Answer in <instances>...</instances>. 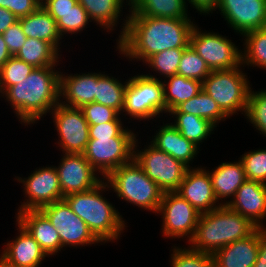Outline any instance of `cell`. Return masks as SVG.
Wrapping results in <instances>:
<instances>
[{
  "mask_svg": "<svg viewBox=\"0 0 266 267\" xmlns=\"http://www.w3.org/2000/svg\"><path fill=\"white\" fill-rule=\"evenodd\" d=\"M97 73V90L95 94L96 103L115 109L120 115L124 107V93L128 80L121 82L116 78Z\"/></svg>",
  "mask_w": 266,
  "mask_h": 267,
  "instance_id": "32",
  "label": "cell"
},
{
  "mask_svg": "<svg viewBox=\"0 0 266 267\" xmlns=\"http://www.w3.org/2000/svg\"><path fill=\"white\" fill-rule=\"evenodd\" d=\"M215 9L240 36L266 27V0H220Z\"/></svg>",
  "mask_w": 266,
  "mask_h": 267,
  "instance_id": "16",
  "label": "cell"
},
{
  "mask_svg": "<svg viewBox=\"0 0 266 267\" xmlns=\"http://www.w3.org/2000/svg\"><path fill=\"white\" fill-rule=\"evenodd\" d=\"M17 182L24 186L25 201L17 209L40 210L43 206L62 200V190L55 166L35 169L27 178L16 177Z\"/></svg>",
  "mask_w": 266,
  "mask_h": 267,
  "instance_id": "14",
  "label": "cell"
},
{
  "mask_svg": "<svg viewBox=\"0 0 266 267\" xmlns=\"http://www.w3.org/2000/svg\"><path fill=\"white\" fill-rule=\"evenodd\" d=\"M223 205L242 214L258 228L265 227L263 220L266 219V184L246 180L235 196L230 201L223 202Z\"/></svg>",
  "mask_w": 266,
  "mask_h": 267,
  "instance_id": "18",
  "label": "cell"
},
{
  "mask_svg": "<svg viewBox=\"0 0 266 267\" xmlns=\"http://www.w3.org/2000/svg\"><path fill=\"white\" fill-rule=\"evenodd\" d=\"M175 192L186 199L200 214L222 205L217 203L210 174L202 166L188 168L183 181Z\"/></svg>",
  "mask_w": 266,
  "mask_h": 267,
  "instance_id": "17",
  "label": "cell"
},
{
  "mask_svg": "<svg viewBox=\"0 0 266 267\" xmlns=\"http://www.w3.org/2000/svg\"><path fill=\"white\" fill-rule=\"evenodd\" d=\"M161 113H166L162 78L149 73L131 76L125 88L122 115L141 121L160 117Z\"/></svg>",
  "mask_w": 266,
  "mask_h": 267,
  "instance_id": "7",
  "label": "cell"
},
{
  "mask_svg": "<svg viewBox=\"0 0 266 267\" xmlns=\"http://www.w3.org/2000/svg\"><path fill=\"white\" fill-rule=\"evenodd\" d=\"M258 227L242 214L221 205L200 214L189 247L213 255L224 246L251 235Z\"/></svg>",
  "mask_w": 266,
  "mask_h": 267,
  "instance_id": "4",
  "label": "cell"
},
{
  "mask_svg": "<svg viewBox=\"0 0 266 267\" xmlns=\"http://www.w3.org/2000/svg\"><path fill=\"white\" fill-rule=\"evenodd\" d=\"M105 180L119 199L157 214L164 191L134 159L112 171Z\"/></svg>",
  "mask_w": 266,
  "mask_h": 267,
  "instance_id": "5",
  "label": "cell"
},
{
  "mask_svg": "<svg viewBox=\"0 0 266 267\" xmlns=\"http://www.w3.org/2000/svg\"><path fill=\"white\" fill-rule=\"evenodd\" d=\"M259 251V228L251 235L216 251L214 267H253Z\"/></svg>",
  "mask_w": 266,
  "mask_h": 267,
  "instance_id": "21",
  "label": "cell"
},
{
  "mask_svg": "<svg viewBox=\"0 0 266 267\" xmlns=\"http://www.w3.org/2000/svg\"><path fill=\"white\" fill-rule=\"evenodd\" d=\"M18 18L6 8L0 7V34H3Z\"/></svg>",
  "mask_w": 266,
  "mask_h": 267,
  "instance_id": "48",
  "label": "cell"
},
{
  "mask_svg": "<svg viewBox=\"0 0 266 267\" xmlns=\"http://www.w3.org/2000/svg\"><path fill=\"white\" fill-rule=\"evenodd\" d=\"M34 70V67L12 56L0 69V93L8 87L18 84Z\"/></svg>",
  "mask_w": 266,
  "mask_h": 267,
  "instance_id": "38",
  "label": "cell"
},
{
  "mask_svg": "<svg viewBox=\"0 0 266 267\" xmlns=\"http://www.w3.org/2000/svg\"><path fill=\"white\" fill-rule=\"evenodd\" d=\"M220 0H187L200 14L210 15L218 6Z\"/></svg>",
  "mask_w": 266,
  "mask_h": 267,
  "instance_id": "46",
  "label": "cell"
},
{
  "mask_svg": "<svg viewBox=\"0 0 266 267\" xmlns=\"http://www.w3.org/2000/svg\"><path fill=\"white\" fill-rule=\"evenodd\" d=\"M125 18L116 40L117 51L130 61L142 60L143 64L156 53L188 47L196 25L191 19L148 17L130 12Z\"/></svg>",
  "mask_w": 266,
  "mask_h": 267,
  "instance_id": "1",
  "label": "cell"
},
{
  "mask_svg": "<svg viewBox=\"0 0 266 267\" xmlns=\"http://www.w3.org/2000/svg\"><path fill=\"white\" fill-rule=\"evenodd\" d=\"M137 143L136 139L133 156L136 163L164 192L176 191L183 181L188 167L168 153L157 149L151 143L142 151L137 149Z\"/></svg>",
  "mask_w": 266,
  "mask_h": 267,
  "instance_id": "8",
  "label": "cell"
},
{
  "mask_svg": "<svg viewBox=\"0 0 266 267\" xmlns=\"http://www.w3.org/2000/svg\"><path fill=\"white\" fill-rule=\"evenodd\" d=\"M81 109L89 125L121 121L120 114L115 109L100 103L92 102L84 105Z\"/></svg>",
  "mask_w": 266,
  "mask_h": 267,
  "instance_id": "41",
  "label": "cell"
},
{
  "mask_svg": "<svg viewBox=\"0 0 266 267\" xmlns=\"http://www.w3.org/2000/svg\"><path fill=\"white\" fill-rule=\"evenodd\" d=\"M16 224L18 236L6 243L1 255L18 267H39L48 256L31 234L17 221Z\"/></svg>",
  "mask_w": 266,
  "mask_h": 267,
  "instance_id": "22",
  "label": "cell"
},
{
  "mask_svg": "<svg viewBox=\"0 0 266 267\" xmlns=\"http://www.w3.org/2000/svg\"><path fill=\"white\" fill-rule=\"evenodd\" d=\"M155 134L150 142L152 145L191 168L189 164L195 156L197 157L200 150L197 145L183 137L171 123L163 122Z\"/></svg>",
  "mask_w": 266,
  "mask_h": 267,
  "instance_id": "23",
  "label": "cell"
},
{
  "mask_svg": "<svg viewBox=\"0 0 266 267\" xmlns=\"http://www.w3.org/2000/svg\"><path fill=\"white\" fill-rule=\"evenodd\" d=\"M197 24L190 35V46L207 63L211 71L242 67V50L227 36L199 30Z\"/></svg>",
  "mask_w": 266,
  "mask_h": 267,
  "instance_id": "9",
  "label": "cell"
},
{
  "mask_svg": "<svg viewBox=\"0 0 266 267\" xmlns=\"http://www.w3.org/2000/svg\"><path fill=\"white\" fill-rule=\"evenodd\" d=\"M59 51L51 44L40 39L26 38L25 44L15 55L16 58L34 68L57 67L61 60ZM60 56V57H58Z\"/></svg>",
  "mask_w": 266,
  "mask_h": 267,
  "instance_id": "28",
  "label": "cell"
},
{
  "mask_svg": "<svg viewBox=\"0 0 266 267\" xmlns=\"http://www.w3.org/2000/svg\"><path fill=\"white\" fill-rule=\"evenodd\" d=\"M247 77L241 67L212 71L202 82V89L229 118L238 112L246 114L251 90Z\"/></svg>",
  "mask_w": 266,
  "mask_h": 267,
  "instance_id": "6",
  "label": "cell"
},
{
  "mask_svg": "<svg viewBox=\"0 0 266 267\" xmlns=\"http://www.w3.org/2000/svg\"><path fill=\"white\" fill-rule=\"evenodd\" d=\"M57 23L58 31L63 37L67 34H77L87 28L91 22L86 10L77 3L67 12L49 13Z\"/></svg>",
  "mask_w": 266,
  "mask_h": 267,
  "instance_id": "34",
  "label": "cell"
},
{
  "mask_svg": "<svg viewBox=\"0 0 266 267\" xmlns=\"http://www.w3.org/2000/svg\"><path fill=\"white\" fill-rule=\"evenodd\" d=\"M59 163L55 168L63 196L90 190L103 180L84 154L63 153Z\"/></svg>",
  "mask_w": 266,
  "mask_h": 267,
  "instance_id": "15",
  "label": "cell"
},
{
  "mask_svg": "<svg viewBox=\"0 0 266 267\" xmlns=\"http://www.w3.org/2000/svg\"><path fill=\"white\" fill-rule=\"evenodd\" d=\"M60 74L55 67L34 68L26 79L8 87L0 96L6 97L23 125H34L60 103Z\"/></svg>",
  "mask_w": 266,
  "mask_h": 267,
  "instance_id": "2",
  "label": "cell"
},
{
  "mask_svg": "<svg viewBox=\"0 0 266 267\" xmlns=\"http://www.w3.org/2000/svg\"><path fill=\"white\" fill-rule=\"evenodd\" d=\"M78 3L86 10L91 22L110 32L117 27L125 0H78ZM126 3L129 6V0Z\"/></svg>",
  "mask_w": 266,
  "mask_h": 267,
  "instance_id": "27",
  "label": "cell"
},
{
  "mask_svg": "<svg viewBox=\"0 0 266 267\" xmlns=\"http://www.w3.org/2000/svg\"><path fill=\"white\" fill-rule=\"evenodd\" d=\"M162 215V233L166 238L190 240L194 234L200 213L178 193L164 192L158 212Z\"/></svg>",
  "mask_w": 266,
  "mask_h": 267,
  "instance_id": "12",
  "label": "cell"
},
{
  "mask_svg": "<svg viewBox=\"0 0 266 267\" xmlns=\"http://www.w3.org/2000/svg\"><path fill=\"white\" fill-rule=\"evenodd\" d=\"M212 71L207 63L189 45L183 51L177 75L203 82Z\"/></svg>",
  "mask_w": 266,
  "mask_h": 267,
  "instance_id": "35",
  "label": "cell"
},
{
  "mask_svg": "<svg viewBox=\"0 0 266 267\" xmlns=\"http://www.w3.org/2000/svg\"><path fill=\"white\" fill-rule=\"evenodd\" d=\"M12 57L10 51L8 50L7 44L4 41L3 35L0 34V69Z\"/></svg>",
  "mask_w": 266,
  "mask_h": 267,
  "instance_id": "49",
  "label": "cell"
},
{
  "mask_svg": "<svg viewBox=\"0 0 266 267\" xmlns=\"http://www.w3.org/2000/svg\"><path fill=\"white\" fill-rule=\"evenodd\" d=\"M77 3L78 0H41V7L48 13L67 12Z\"/></svg>",
  "mask_w": 266,
  "mask_h": 267,
  "instance_id": "45",
  "label": "cell"
},
{
  "mask_svg": "<svg viewBox=\"0 0 266 267\" xmlns=\"http://www.w3.org/2000/svg\"><path fill=\"white\" fill-rule=\"evenodd\" d=\"M186 0H129L131 14L172 19H191Z\"/></svg>",
  "mask_w": 266,
  "mask_h": 267,
  "instance_id": "26",
  "label": "cell"
},
{
  "mask_svg": "<svg viewBox=\"0 0 266 267\" xmlns=\"http://www.w3.org/2000/svg\"><path fill=\"white\" fill-rule=\"evenodd\" d=\"M107 189H110V186L103 179L90 190L63 197L72 211L87 224L89 230L101 243L115 242L127 227L115 205L113 206L106 197H103V191H108Z\"/></svg>",
  "mask_w": 266,
  "mask_h": 267,
  "instance_id": "3",
  "label": "cell"
},
{
  "mask_svg": "<svg viewBox=\"0 0 266 267\" xmlns=\"http://www.w3.org/2000/svg\"><path fill=\"white\" fill-rule=\"evenodd\" d=\"M122 123V121H110L89 125V138L137 137L128 127H123Z\"/></svg>",
  "mask_w": 266,
  "mask_h": 267,
  "instance_id": "42",
  "label": "cell"
},
{
  "mask_svg": "<svg viewBox=\"0 0 266 267\" xmlns=\"http://www.w3.org/2000/svg\"><path fill=\"white\" fill-rule=\"evenodd\" d=\"M208 172L212 180L215 197L218 203L222 205V199L225 201V199L227 200V198L231 197V200L238 188L247 180L240 160L236 162H222L218 167Z\"/></svg>",
  "mask_w": 266,
  "mask_h": 267,
  "instance_id": "24",
  "label": "cell"
},
{
  "mask_svg": "<svg viewBox=\"0 0 266 267\" xmlns=\"http://www.w3.org/2000/svg\"><path fill=\"white\" fill-rule=\"evenodd\" d=\"M185 48H172L152 55L145 64L160 76L167 78L177 75V70Z\"/></svg>",
  "mask_w": 266,
  "mask_h": 267,
  "instance_id": "36",
  "label": "cell"
},
{
  "mask_svg": "<svg viewBox=\"0 0 266 267\" xmlns=\"http://www.w3.org/2000/svg\"><path fill=\"white\" fill-rule=\"evenodd\" d=\"M162 82L164 86L166 114L182 102L196 96L202 90V82L180 75L169 76Z\"/></svg>",
  "mask_w": 266,
  "mask_h": 267,
  "instance_id": "29",
  "label": "cell"
},
{
  "mask_svg": "<svg viewBox=\"0 0 266 267\" xmlns=\"http://www.w3.org/2000/svg\"><path fill=\"white\" fill-rule=\"evenodd\" d=\"M63 153L83 154L89 141V123L81 108L57 104L50 112Z\"/></svg>",
  "mask_w": 266,
  "mask_h": 267,
  "instance_id": "13",
  "label": "cell"
},
{
  "mask_svg": "<svg viewBox=\"0 0 266 267\" xmlns=\"http://www.w3.org/2000/svg\"><path fill=\"white\" fill-rule=\"evenodd\" d=\"M171 267H214L213 256L199 250L182 247H173Z\"/></svg>",
  "mask_w": 266,
  "mask_h": 267,
  "instance_id": "37",
  "label": "cell"
},
{
  "mask_svg": "<svg viewBox=\"0 0 266 267\" xmlns=\"http://www.w3.org/2000/svg\"><path fill=\"white\" fill-rule=\"evenodd\" d=\"M41 6V0H0V7L12 12L18 19L35 12Z\"/></svg>",
  "mask_w": 266,
  "mask_h": 267,
  "instance_id": "43",
  "label": "cell"
},
{
  "mask_svg": "<svg viewBox=\"0 0 266 267\" xmlns=\"http://www.w3.org/2000/svg\"><path fill=\"white\" fill-rule=\"evenodd\" d=\"M136 137L90 138L84 151L90 165L105 179L133 160Z\"/></svg>",
  "mask_w": 266,
  "mask_h": 267,
  "instance_id": "10",
  "label": "cell"
},
{
  "mask_svg": "<svg viewBox=\"0 0 266 267\" xmlns=\"http://www.w3.org/2000/svg\"><path fill=\"white\" fill-rule=\"evenodd\" d=\"M18 21L27 38L51 43L60 52L59 46L62 37L58 31L57 23L43 7L40 6L35 12L19 18Z\"/></svg>",
  "mask_w": 266,
  "mask_h": 267,
  "instance_id": "25",
  "label": "cell"
},
{
  "mask_svg": "<svg viewBox=\"0 0 266 267\" xmlns=\"http://www.w3.org/2000/svg\"><path fill=\"white\" fill-rule=\"evenodd\" d=\"M16 215V221L38 242L48 258L62 250L58 230L41 210L20 211Z\"/></svg>",
  "mask_w": 266,
  "mask_h": 267,
  "instance_id": "19",
  "label": "cell"
},
{
  "mask_svg": "<svg viewBox=\"0 0 266 267\" xmlns=\"http://www.w3.org/2000/svg\"><path fill=\"white\" fill-rule=\"evenodd\" d=\"M245 37V39H244ZM242 64L266 70V27L243 35Z\"/></svg>",
  "mask_w": 266,
  "mask_h": 267,
  "instance_id": "33",
  "label": "cell"
},
{
  "mask_svg": "<svg viewBox=\"0 0 266 267\" xmlns=\"http://www.w3.org/2000/svg\"><path fill=\"white\" fill-rule=\"evenodd\" d=\"M0 267H18V266L9 262L5 257H3L0 254Z\"/></svg>",
  "mask_w": 266,
  "mask_h": 267,
  "instance_id": "50",
  "label": "cell"
},
{
  "mask_svg": "<svg viewBox=\"0 0 266 267\" xmlns=\"http://www.w3.org/2000/svg\"><path fill=\"white\" fill-rule=\"evenodd\" d=\"M173 115L174 123L171 124L185 137L187 140L193 142L198 147L202 144L208 136L213 133L215 126L209 120L202 117L183 113V112H168L167 115Z\"/></svg>",
  "mask_w": 266,
  "mask_h": 267,
  "instance_id": "30",
  "label": "cell"
},
{
  "mask_svg": "<svg viewBox=\"0 0 266 267\" xmlns=\"http://www.w3.org/2000/svg\"><path fill=\"white\" fill-rule=\"evenodd\" d=\"M169 112H183L193 114L209 120L215 126L228 116L221 110L216 101L203 89L194 97L182 102Z\"/></svg>",
  "mask_w": 266,
  "mask_h": 267,
  "instance_id": "31",
  "label": "cell"
},
{
  "mask_svg": "<svg viewBox=\"0 0 266 267\" xmlns=\"http://www.w3.org/2000/svg\"><path fill=\"white\" fill-rule=\"evenodd\" d=\"M58 230L62 248L80 247L101 243L89 230L87 224L77 216L62 199L40 209Z\"/></svg>",
  "mask_w": 266,
  "mask_h": 267,
  "instance_id": "11",
  "label": "cell"
},
{
  "mask_svg": "<svg viewBox=\"0 0 266 267\" xmlns=\"http://www.w3.org/2000/svg\"><path fill=\"white\" fill-rule=\"evenodd\" d=\"M253 267H266V227H259V251Z\"/></svg>",
  "mask_w": 266,
  "mask_h": 267,
  "instance_id": "47",
  "label": "cell"
},
{
  "mask_svg": "<svg viewBox=\"0 0 266 267\" xmlns=\"http://www.w3.org/2000/svg\"><path fill=\"white\" fill-rule=\"evenodd\" d=\"M2 35L12 56L18 53L27 38L19 21L11 25Z\"/></svg>",
  "mask_w": 266,
  "mask_h": 267,
  "instance_id": "44",
  "label": "cell"
},
{
  "mask_svg": "<svg viewBox=\"0 0 266 267\" xmlns=\"http://www.w3.org/2000/svg\"><path fill=\"white\" fill-rule=\"evenodd\" d=\"M66 75L63 72L60 74V103L62 105L82 108L84 105L95 101L97 90L96 72L82 73V75Z\"/></svg>",
  "mask_w": 266,
  "mask_h": 267,
  "instance_id": "20",
  "label": "cell"
},
{
  "mask_svg": "<svg viewBox=\"0 0 266 267\" xmlns=\"http://www.w3.org/2000/svg\"><path fill=\"white\" fill-rule=\"evenodd\" d=\"M256 130L266 137V89L261 91L250 90L247 110L244 115Z\"/></svg>",
  "mask_w": 266,
  "mask_h": 267,
  "instance_id": "39",
  "label": "cell"
},
{
  "mask_svg": "<svg viewBox=\"0 0 266 267\" xmlns=\"http://www.w3.org/2000/svg\"><path fill=\"white\" fill-rule=\"evenodd\" d=\"M247 180L266 184V149L246 152L239 158Z\"/></svg>",
  "mask_w": 266,
  "mask_h": 267,
  "instance_id": "40",
  "label": "cell"
}]
</instances>
